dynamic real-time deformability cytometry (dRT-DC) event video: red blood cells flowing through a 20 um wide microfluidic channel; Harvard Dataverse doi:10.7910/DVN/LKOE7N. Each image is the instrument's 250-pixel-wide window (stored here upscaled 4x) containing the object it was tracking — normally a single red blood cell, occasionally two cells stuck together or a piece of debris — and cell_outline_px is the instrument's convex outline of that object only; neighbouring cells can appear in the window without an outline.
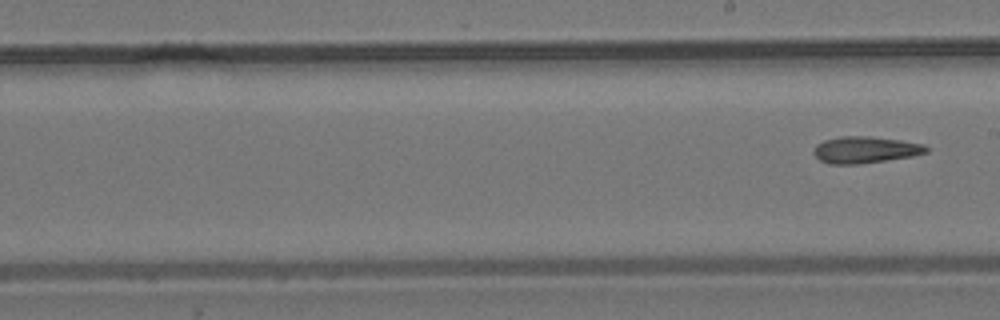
{"species": "common noctule bat (a hibernating species)", "species_latin": "Nyctalus noctula", "temperature_condition": "room temperature", "stored_images_in_passage": 10, "segment_of_instrument_passage": [2, 2], "camera_frame_rate_fps": 3000, "um_per_image_px": 0.085, "animal": {"sex": "male", "body_mass_g": 19.2, "forearm_length_mm": 51.8}, "frame": {"image": 1, "passage_image": 10, "time_ms": 11.667, "image_size_px": [1000, 320], "cell_outline_px": [[928, 152], [912, 156], [856, 164], [828, 164], [820, 160], [812, 152], [816, 144], [824, 140], [840, 136], [872, 136], [900, 140], [924, 144], [928, 148]], "centroid_in_image_um": [73.52, 12.72], "position_along_channel_um": 215.5, "area_um2": 17.46}}